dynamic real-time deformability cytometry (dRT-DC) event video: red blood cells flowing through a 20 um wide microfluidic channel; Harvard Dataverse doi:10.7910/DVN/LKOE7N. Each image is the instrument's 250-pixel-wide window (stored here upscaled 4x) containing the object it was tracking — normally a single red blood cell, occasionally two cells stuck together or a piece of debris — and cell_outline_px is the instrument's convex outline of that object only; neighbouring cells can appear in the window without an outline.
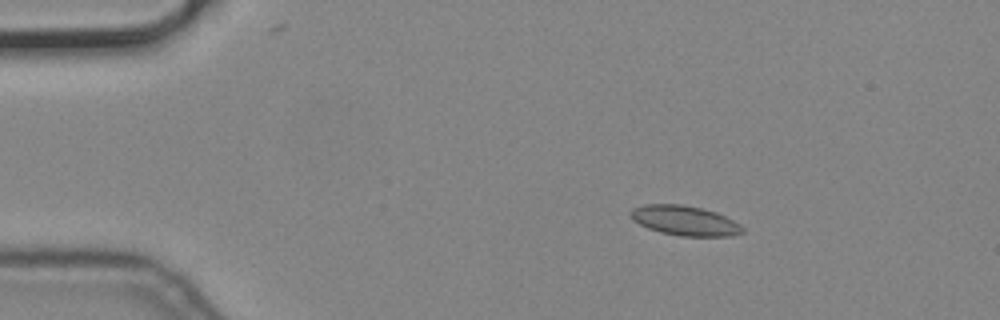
{"species": "common noctule bat (a hibernating species)", "species_latin": "Nyctalus noctula", "temperature_condition": "cold", "stored_images_in_passage": 28, "camera_frame_rate_fps": 3000, "um_per_image_px": 0.085, "animal": {"sex": "male", "body_mass_g": 19.2, "forearm_length_mm": 51.8}, "frame": {"image": 1, "passage_image": 9, "time_ms": 2.667, "image_size_px": [1000, 320], "cell_outline_px": [[744, 232], [732, 236], [680, 236], [660, 232], [648, 228], [632, 220], [628, 212], [632, 208], [644, 204], [680, 204], [700, 208], [716, 212], [740, 224], [744, 228]], "centroid_in_image_um": [58.18, 18.75], "position_along_channel_um": 26.8, "area_um2": 19.48}}
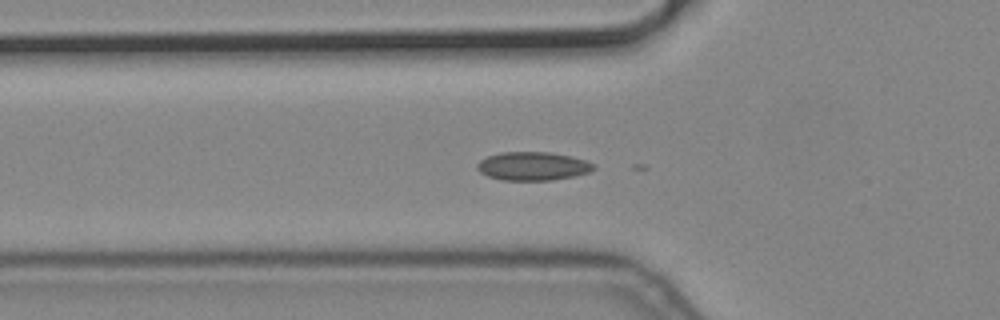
{"frame": {"image": 2, "passage_image": 19, "time_ms": 6.0, "image_size_px": [1000, 320], "cell_outline_px": [[596, 168], [588, 172], [572, 176], [552, 180], [504, 180], [488, 176], [480, 172], [476, 168], [476, 164], [480, 160], [488, 156], [504, 152], [548, 152], [572, 156], [596, 164]], "centroid_in_image_um": [45.29, 14.12], "position_along_channel_um": 80.5, "area_um2": 19.25}}
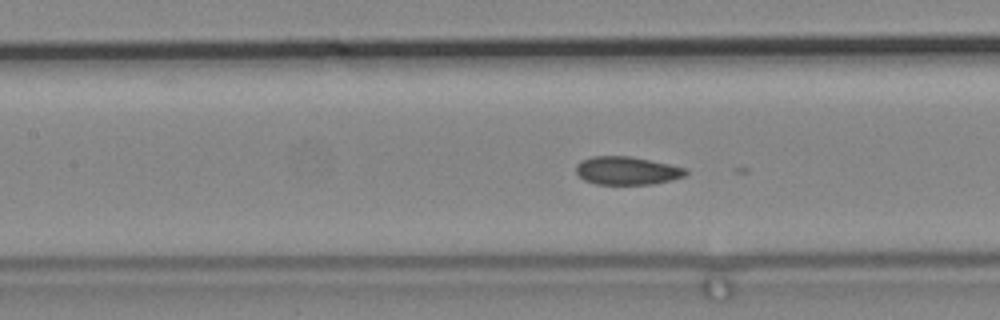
{"frame": {"image": 3, "passage_image": 25, "time_ms": 8.0, "image_size_px": [1000, 320], "cell_outline_px": [[688, 172], [684, 176], [672, 180], [652, 184], [596, 184], [584, 180], [576, 172], [576, 164], [580, 160], [592, 156], [632, 156], [688, 168]], "centroid_in_image_um": [53.3, 14.5], "position_along_channel_um": 154.1, "area_um2": 18.15}}